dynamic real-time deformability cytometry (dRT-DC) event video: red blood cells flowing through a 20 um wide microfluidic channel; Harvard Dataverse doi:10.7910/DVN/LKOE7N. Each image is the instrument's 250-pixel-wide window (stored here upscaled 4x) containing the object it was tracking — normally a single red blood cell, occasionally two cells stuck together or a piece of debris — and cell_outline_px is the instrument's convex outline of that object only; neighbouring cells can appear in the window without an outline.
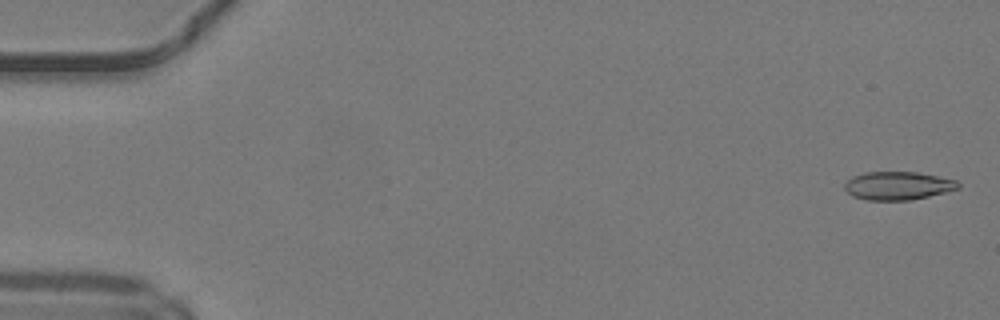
{"species": "common noctule bat (a hibernating species)", "species_latin": "Nyctalus noctula", "temperature_condition": "warm", "stored_images_in_passage": 49, "camera_frame_rate_fps": 3000, "um_per_image_px": 0.085, "animal": {"sex": "male", "body_mass_g": 19.2, "forearm_length_mm": 51.8}, "frame": {"image": 1, "passage_image": 2, "time_ms": 0.333, "image_size_px": [1000, 320], "cell_outline_px": [[960, 188], [912, 200], [868, 200], [852, 196], [844, 188], [844, 184], [852, 176], [864, 172], [916, 172], [956, 180], [960, 184]], "centroid_in_image_um": [76.3, 15.78], "position_along_channel_um": 8.7, "area_um2": 18.61}}
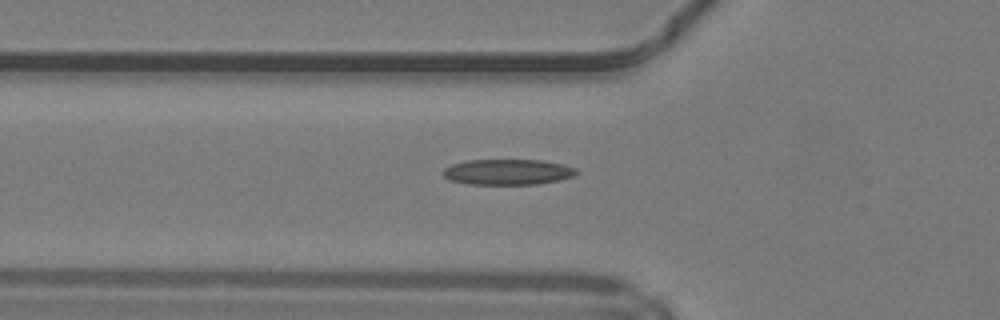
{"frame": {"image": 2, "passage_image": 18, "time_ms": 5.667, "image_size_px": [1000, 320], "cell_outline_px": [[580, 172], [576, 176], [560, 180], [536, 184], [468, 184], [448, 180], [440, 172], [444, 168], [452, 164], [464, 160], [540, 160], [564, 164], [576, 168]], "centroid_in_image_um": [43.16, 14.61], "position_along_channel_um": 82.6, "area_um2": 20.23}}
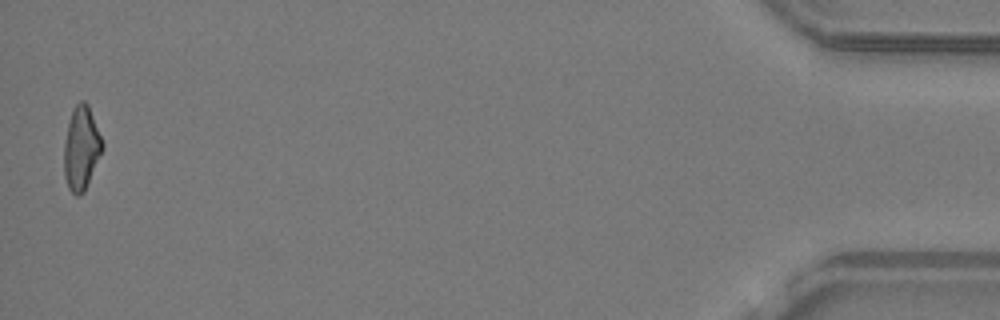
{"frame": {"image": 3, "passage_image": 49, "time_ms": 16.0, "image_size_px": [1000, 320], "cell_outline_px": [[104, 148], [84, 192], [80, 196], [76, 196], [68, 188], [64, 176], [64, 144], [68, 124], [72, 108], [80, 100], [84, 100], [88, 104], [104, 140]], "centroid_in_image_um": [6.93, 12.58], "position_along_channel_um": 428.3, "area_um2": 19.02}, "authors_computed_cell_mechanics": {"area_um2": 19.074, "velocity_mm_per_s": 4.2446, "shape_relaxation_time_tau1_ms": null, "shape_relaxation_time_tau2_ms": 5.2263, "deformation_change_tau1": null, "deformation_change_tau2": 0.1793}}